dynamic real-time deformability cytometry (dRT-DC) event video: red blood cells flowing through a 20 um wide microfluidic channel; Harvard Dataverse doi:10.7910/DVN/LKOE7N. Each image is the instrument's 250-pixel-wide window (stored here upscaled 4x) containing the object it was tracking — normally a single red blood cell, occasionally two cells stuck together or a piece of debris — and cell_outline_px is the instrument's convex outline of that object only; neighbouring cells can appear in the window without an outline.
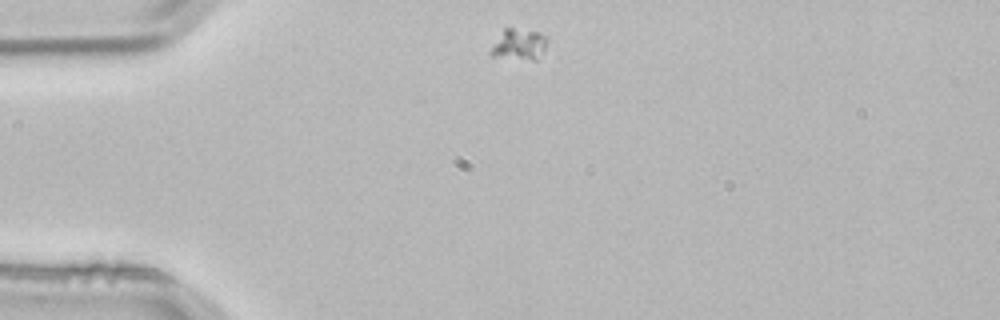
{"species": "common noctule bat (a hibernating species)", "species_latin": "Nyctalus noctula", "temperature_condition": "room temperature", "stored_images_in_passage": 2, "camera_frame_rate_fps": 3000, "um_per_image_px": 0.085, "animal": {"sex": "male", "body_mass_g": 21.5, "forearm_length_mm": 52.0}, "frame": {"image": 1, "passage_image": 1, "time_ms": 0.0, "image_size_px": [1000, 320], "cell_outline_px": [[548, 40], [544, 48], [536, 60], [532, 60], [492, 56], [488, 52], [504, 28], [512, 28], [540, 32], [548, 36]], "centroid_in_image_um": [44.12, 3.77], "position_along_channel_um": 40.9, "area_um2": 10.17}}